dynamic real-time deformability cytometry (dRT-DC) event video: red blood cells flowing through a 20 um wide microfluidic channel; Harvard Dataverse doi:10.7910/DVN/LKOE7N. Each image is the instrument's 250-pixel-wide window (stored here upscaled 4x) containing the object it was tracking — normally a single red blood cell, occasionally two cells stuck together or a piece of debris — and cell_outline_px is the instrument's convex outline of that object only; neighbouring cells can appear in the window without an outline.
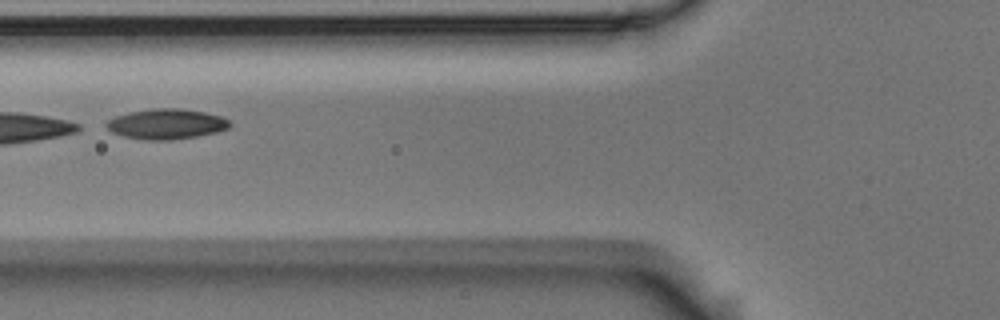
{"species": "Egyptian fruit bat (a non-hibernating species)", "species_latin": "Rousettus aegyptiacus", "temperature_condition": "room temperature", "stored_images_in_passage": 10, "camera_frame_rate_fps": 3000, "um_per_image_px": 0.085, "animal": {"sex": "male"}, "frame": {"image": 1, "passage_image": 6, "time_ms": 1.667, "image_size_px": [1000, 320], "cell_outline_px": [[232, 124], [228, 128], [216, 132], [196, 136], [172, 140], [144, 140], [124, 136], [112, 132], [104, 124], [108, 120], [116, 116], [128, 112], [152, 108], [180, 108], [204, 112], [220, 116], [228, 120]], "centroid_in_image_um": [14.13, 10.53], "position_along_channel_um": 111.7, "area_um2": 21.73}}
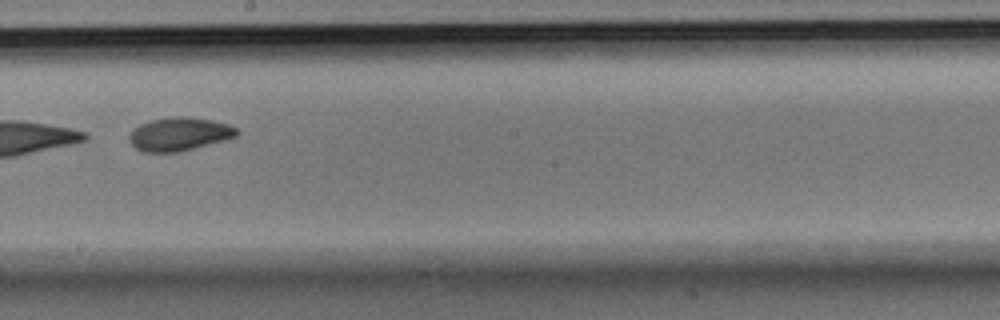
{"frame": {"image": 2, "passage_image": 9, "time_ms": 2.667, "image_size_px": [1000, 320], "cell_outline_px": [[240, 132], [236, 136], [224, 140], [180, 152], [144, 152], [136, 148], [128, 140], [128, 136], [140, 124], [152, 120], [176, 116], [184, 116], [212, 120], [228, 124], [240, 128]], "centroid_in_image_um": [15.27, 11.4], "position_along_channel_um": 232.9, "area_um2": 20.87}}
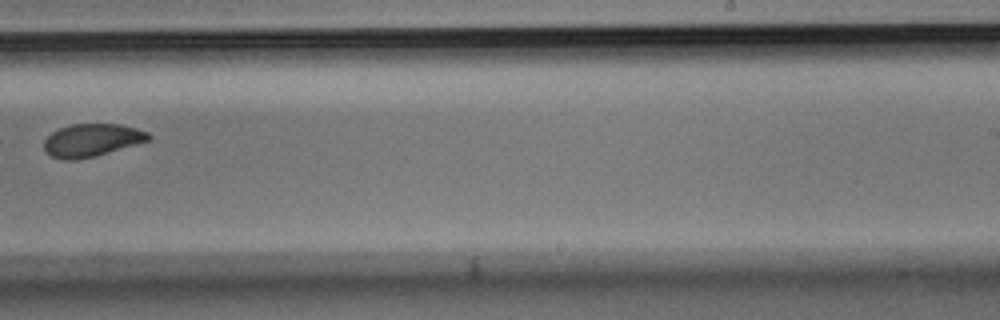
{"frame": {"image": 3, "passage_image": 10, "time_ms": 3.0, "image_size_px": [1000, 320], "cell_outline_px": [[152, 136], [148, 140], [96, 156], [76, 160], [64, 160], [52, 156], [44, 148], [44, 140], [52, 132], [60, 128], [72, 124], [120, 124], [136, 128], [148, 132]], "centroid_in_image_um": [7.8, 11.91], "position_along_channel_um": 281.2, "area_um2": 19.77}}